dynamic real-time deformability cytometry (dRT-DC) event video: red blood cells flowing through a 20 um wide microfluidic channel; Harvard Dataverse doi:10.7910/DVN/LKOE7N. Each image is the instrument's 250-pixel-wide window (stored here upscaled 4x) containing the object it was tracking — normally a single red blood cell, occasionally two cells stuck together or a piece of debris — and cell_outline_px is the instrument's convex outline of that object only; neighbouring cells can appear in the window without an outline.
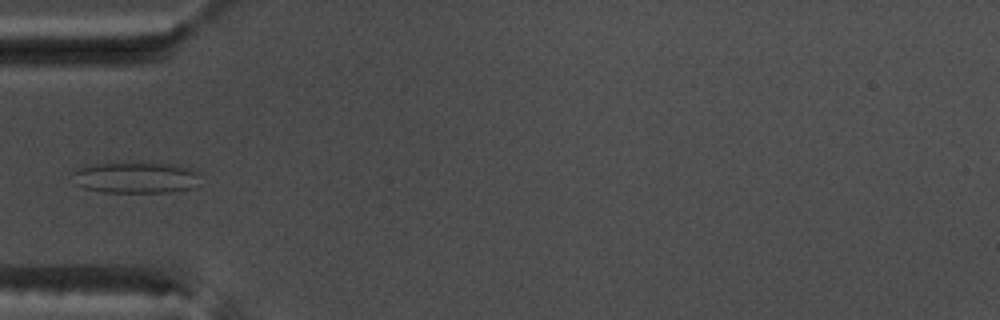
{"species": "common noctule bat (a hibernating species)", "species_latin": "Nyctalus noctula", "temperature_condition": "warm", "stored_images_in_passage": 37, "camera_frame_rate_fps": 3000, "um_per_image_px": 0.085, "animal": {"sex": "male", "body_mass_g": 17.5, "forearm_length_mm": 52.3}, "frame": {"image": 1, "passage_image": 1, "time_ms": 0.0, "image_size_px": [1000, 320], "cell_outline_px": [[200, 172], [192, 188], [172, 192], [104, 192], [84, 188], [76, 184], [72, 172], [76, 168], [92, 164], [140, 160], [180, 164]], "centroid_in_image_um": [11.54, 15.04], "position_along_channel_um": 73.5, "area_um2": 24.16}}
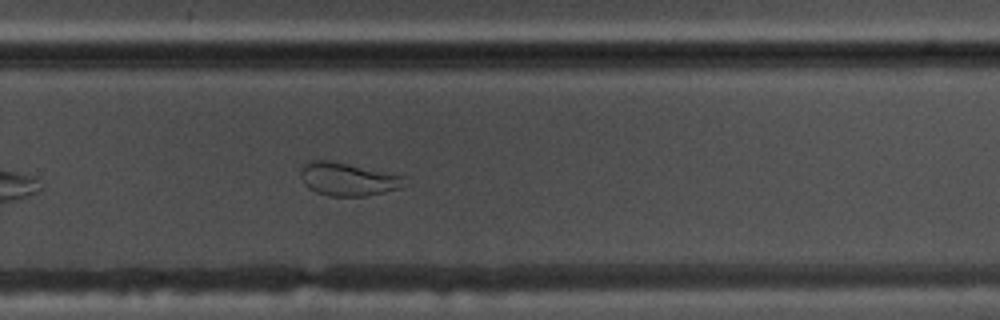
{"frame": {"image": 2, "passage_image": 19, "time_ms": 6.0, "image_size_px": [1000, 320], "cell_outline_px": [[408, 184], [400, 188], [364, 196], [328, 196], [316, 192], [308, 188], [304, 184], [300, 176], [300, 172], [304, 164], [316, 160], [332, 160], [404, 176]], "centroid_in_image_um": [29.56, 15.23], "position_along_channel_um": 300.2, "area_um2": 20.06}}
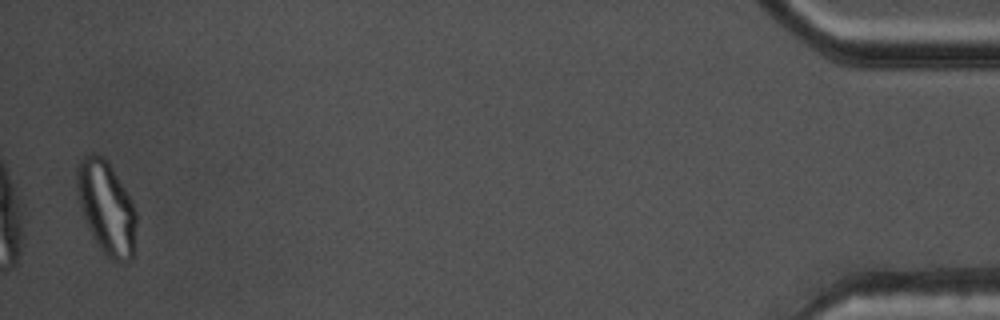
{"frame": {"image": 3, "passage_image": 36, "time_ms": 11.667, "image_size_px": [1000, 320], "cell_outline_px": [[136, 224], [132, 260], [124, 264], [120, 264], [112, 260], [100, 248], [84, 216], [80, 204], [76, 184], [76, 168], [80, 160], [84, 156], [92, 152], [96, 152], [104, 156], [132, 200], [136, 212]], "centroid_in_image_um": [9.06, 17.63], "position_along_channel_um": 426.1, "area_um2": 31.96}}